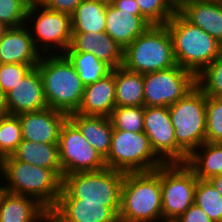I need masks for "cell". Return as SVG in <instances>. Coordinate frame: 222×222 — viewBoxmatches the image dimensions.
Instances as JSON below:
<instances>
[{"label": "cell", "mask_w": 222, "mask_h": 222, "mask_svg": "<svg viewBox=\"0 0 222 222\" xmlns=\"http://www.w3.org/2000/svg\"><path fill=\"white\" fill-rule=\"evenodd\" d=\"M186 164L201 180L221 175L222 143L204 142L188 156Z\"/></svg>", "instance_id": "obj_24"}, {"label": "cell", "mask_w": 222, "mask_h": 222, "mask_svg": "<svg viewBox=\"0 0 222 222\" xmlns=\"http://www.w3.org/2000/svg\"><path fill=\"white\" fill-rule=\"evenodd\" d=\"M162 222H174L192 204L198 178L186 163L160 166Z\"/></svg>", "instance_id": "obj_10"}, {"label": "cell", "mask_w": 222, "mask_h": 222, "mask_svg": "<svg viewBox=\"0 0 222 222\" xmlns=\"http://www.w3.org/2000/svg\"><path fill=\"white\" fill-rule=\"evenodd\" d=\"M7 114H8V110L6 106L5 94L0 89V117L5 116Z\"/></svg>", "instance_id": "obj_41"}, {"label": "cell", "mask_w": 222, "mask_h": 222, "mask_svg": "<svg viewBox=\"0 0 222 222\" xmlns=\"http://www.w3.org/2000/svg\"><path fill=\"white\" fill-rule=\"evenodd\" d=\"M174 222H212V220L203 212L200 207L192 204Z\"/></svg>", "instance_id": "obj_38"}, {"label": "cell", "mask_w": 222, "mask_h": 222, "mask_svg": "<svg viewBox=\"0 0 222 222\" xmlns=\"http://www.w3.org/2000/svg\"><path fill=\"white\" fill-rule=\"evenodd\" d=\"M4 30H5V27L0 23V37Z\"/></svg>", "instance_id": "obj_44"}, {"label": "cell", "mask_w": 222, "mask_h": 222, "mask_svg": "<svg viewBox=\"0 0 222 222\" xmlns=\"http://www.w3.org/2000/svg\"><path fill=\"white\" fill-rule=\"evenodd\" d=\"M119 222H162L160 167L125 173Z\"/></svg>", "instance_id": "obj_2"}, {"label": "cell", "mask_w": 222, "mask_h": 222, "mask_svg": "<svg viewBox=\"0 0 222 222\" xmlns=\"http://www.w3.org/2000/svg\"><path fill=\"white\" fill-rule=\"evenodd\" d=\"M42 222H56L55 219L49 214Z\"/></svg>", "instance_id": "obj_42"}, {"label": "cell", "mask_w": 222, "mask_h": 222, "mask_svg": "<svg viewBox=\"0 0 222 222\" xmlns=\"http://www.w3.org/2000/svg\"><path fill=\"white\" fill-rule=\"evenodd\" d=\"M104 160L107 168L124 173L153 171L164 164L144 131L134 133L118 129H113L110 150Z\"/></svg>", "instance_id": "obj_8"}, {"label": "cell", "mask_w": 222, "mask_h": 222, "mask_svg": "<svg viewBox=\"0 0 222 222\" xmlns=\"http://www.w3.org/2000/svg\"><path fill=\"white\" fill-rule=\"evenodd\" d=\"M177 11L222 44V0H189L182 2Z\"/></svg>", "instance_id": "obj_19"}, {"label": "cell", "mask_w": 222, "mask_h": 222, "mask_svg": "<svg viewBox=\"0 0 222 222\" xmlns=\"http://www.w3.org/2000/svg\"><path fill=\"white\" fill-rule=\"evenodd\" d=\"M37 64H5L0 65V89L6 94Z\"/></svg>", "instance_id": "obj_36"}, {"label": "cell", "mask_w": 222, "mask_h": 222, "mask_svg": "<svg viewBox=\"0 0 222 222\" xmlns=\"http://www.w3.org/2000/svg\"><path fill=\"white\" fill-rule=\"evenodd\" d=\"M26 24L5 28L0 37V62L5 64H38L41 58Z\"/></svg>", "instance_id": "obj_17"}, {"label": "cell", "mask_w": 222, "mask_h": 222, "mask_svg": "<svg viewBox=\"0 0 222 222\" xmlns=\"http://www.w3.org/2000/svg\"><path fill=\"white\" fill-rule=\"evenodd\" d=\"M108 3L82 0L71 14L72 32H105Z\"/></svg>", "instance_id": "obj_27"}, {"label": "cell", "mask_w": 222, "mask_h": 222, "mask_svg": "<svg viewBox=\"0 0 222 222\" xmlns=\"http://www.w3.org/2000/svg\"><path fill=\"white\" fill-rule=\"evenodd\" d=\"M25 22L36 49L41 51L42 55L64 54L69 48L72 39L71 15L53 11L37 0H32Z\"/></svg>", "instance_id": "obj_7"}, {"label": "cell", "mask_w": 222, "mask_h": 222, "mask_svg": "<svg viewBox=\"0 0 222 222\" xmlns=\"http://www.w3.org/2000/svg\"><path fill=\"white\" fill-rule=\"evenodd\" d=\"M177 65L173 41L166 25H151L123 52V67L146 74Z\"/></svg>", "instance_id": "obj_5"}, {"label": "cell", "mask_w": 222, "mask_h": 222, "mask_svg": "<svg viewBox=\"0 0 222 222\" xmlns=\"http://www.w3.org/2000/svg\"><path fill=\"white\" fill-rule=\"evenodd\" d=\"M12 156L19 161L49 170H62L59 145L22 140Z\"/></svg>", "instance_id": "obj_25"}, {"label": "cell", "mask_w": 222, "mask_h": 222, "mask_svg": "<svg viewBox=\"0 0 222 222\" xmlns=\"http://www.w3.org/2000/svg\"><path fill=\"white\" fill-rule=\"evenodd\" d=\"M68 118L79 128L89 144L104 159L107 157L113 134V126L109 117L70 113Z\"/></svg>", "instance_id": "obj_23"}, {"label": "cell", "mask_w": 222, "mask_h": 222, "mask_svg": "<svg viewBox=\"0 0 222 222\" xmlns=\"http://www.w3.org/2000/svg\"><path fill=\"white\" fill-rule=\"evenodd\" d=\"M58 145L63 176L106 168L104 158L89 144L69 118L62 125Z\"/></svg>", "instance_id": "obj_12"}, {"label": "cell", "mask_w": 222, "mask_h": 222, "mask_svg": "<svg viewBox=\"0 0 222 222\" xmlns=\"http://www.w3.org/2000/svg\"><path fill=\"white\" fill-rule=\"evenodd\" d=\"M144 107H169L185 97L196 86V75L176 65L143 74Z\"/></svg>", "instance_id": "obj_11"}, {"label": "cell", "mask_w": 222, "mask_h": 222, "mask_svg": "<svg viewBox=\"0 0 222 222\" xmlns=\"http://www.w3.org/2000/svg\"><path fill=\"white\" fill-rule=\"evenodd\" d=\"M37 68L47 106L66 114L76 112L82 101L84 85L68 57L65 54L41 55Z\"/></svg>", "instance_id": "obj_3"}, {"label": "cell", "mask_w": 222, "mask_h": 222, "mask_svg": "<svg viewBox=\"0 0 222 222\" xmlns=\"http://www.w3.org/2000/svg\"><path fill=\"white\" fill-rule=\"evenodd\" d=\"M110 4L113 0H98Z\"/></svg>", "instance_id": "obj_45"}, {"label": "cell", "mask_w": 222, "mask_h": 222, "mask_svg": "<svg viewBox=\"0 0 222 222\" xmlns=\"http://www.w3.org/2000/svg\"><path fill=\"white\" fill-rule=\"evenodd\" d=\"M49 214L36 199L0 187V222H42Z\"/></svg>", "instance_id": "obj_21"}, {"label": "cell", "mask_w": 222, "mask_h": 222, "mask_svg": "<svg viewBox=\"0 0 222 222\" xmlns=\"http://www.w3.org/2000/svg\"><path fill=\"white\" fill-rule=\"evenodd\" d=\"M18 116L21 124L22 140L46 144L59 143L62 125L68 118V114L50 107Z\"/></svg>", "instance_id": "obj_14"}, {"label": "cell", "mask_w": 222, "mask_h": 222, "mask_svg": "<svg viewBox=\"0 0 222 222\" xmlns=\"http://www.w3.org/2000/svg\"><path fill=\"white\" fill-rule=\"evenodd\" d=\"M50 215L56 222H119L118 216L104 203L79 202L63 187Z\"/></svg>", "instance_id": "obj_16"}, {"label": "cell", "mask_w": 222, "mask_h": 222, "mask_svg": "<svg viewBox=\"0 0 222 222\" xmlns=\"http://www.w3.org/2000/svg\"><path fill=\"white\" fill-rule=\"evenodd\" d=\"M176 144L189 156L205 142L206 95L196 86L169 106Z\"/></svg>", "instance_id": "obj_9"}, {"label": "cell", "mask_w": 222, "mask_h": 222, "mask_svg": "<svg viewBox=\"0 0 222 222\" xmlns=\"http://www.w3.org/2000/svg\"><path fill=\"white\" fill-rule=\"evenodd\" d=\"M32 0H0V23L5 28L26 24L28 6Z\"/></svg>", "instance_id": "obj_35"}, {"label": "cell", "mask_w": 222, "mask_h": 222, "mask_svg": "<svg viewBox=\"0 0 222 222\" xmlns=\"http://www.w3.org/2000/svg\"><path fill=\"white\" fill-rule=\"evenodd\" d=\"M141 15L151 25H165L177 12L174 0H136Z\"/></svg>", "instance_id": "obj_32"}, {"label": "cell", "mask_w": 222, "mask_h": 222, "mask_svg": "<svg viewBox=\"0 0 222 222\" xmlns=\"http://www.w3.org/2000/svg\"><path fill=\"white\" fill-rule=\"evenodd\" d=\"M109 118L113 129L134 133L144 131V106H116Z\"/></svg>", "instance_id": "obj_30"}, {"label": "cell", "mask_w": 222, "mask_h": 222, "mask_svg": "<svg viewBox=\"0 0 222 222\" xmlns=\"http://www.w3.org/2000/svg\"><path fill=\"white\" fill-rule=\"evenodd\" d=\"M194 204L200 207L212 222H222V197L208 180H197Z\"/></svg>", "instance_id": "obj_29"}, {"label": "cell", "mask_w": 222, "mask_h": 222, "mask_svg": "<svg viewBox=\"0 0 222 222\" xmlns=\"http://www.w3.org/2000/svg\"><path fill=\"white\" fill-rule=\"evenodd\" d=\"M110 4L118 10L134 11V15L143 17L140 13V9L136 0H113Z\"/></svg>", "instance_id": "obj_39"}, {"label": "cell", "mask_w": 222, "mask_h": 222, "mask_svg": "<svg viewBox=\"0 0 222 222\" xmlns=\"http://www.w3.org/2000/svg\"><path fill=\"white\" fill-rule=\"evenodd\" d=\"M64 54L73 63L84 86L97 82L112 71L109 65L92 53L66 51Z\"/></svg>", "instance_id": "obj_28"}, {"label": "cell", "mask_w": 222, "mask_h": 222, "mask_svg": "<svg viewBox=\"0 0 222 222\" xmlns=\"http://www.w3.org/2000/svg\"><path fill=\"white\" fill-rule=\"evenodd\" d=\"M8 114L20 115L47 108V101L39 69L33 67L6 94Z\"/></svg>", "instance_id": "obj_15"}, {"label": "cell", "mask_w": 222, "mask_h": 222, "mask_svg": "<svg viewBox=\"0 0 222 222\" xmlns=\"http://www.w3.org/2000/svg\"><path fill=\"white\" fill-rule=\"evenodd\" d=\"M66 51L94 54L112 69L123 66L124 49L106 32H72V39Z\"/></svg>", "instance_id": "obj_18"}, {"label": "cell", "mask_w": 222, "mask_h": 222, "mask_svg": "<svg viewBox=\"0 0 222 222\" xmlns=\"http://www.w3.org/2000/svg\"><path fill=\"white\" fill-rule=\"evenodd\" d=\"M208 181L213 185V187L217 190V192L222 197V174L215 175L208 179Z\"/></svg>", "instance_id": "obj_40"}, {"label": "cell", "mask_w": 222, "mask_h": 222, "mask_svg": "<svg viewBox=\"0 0 222 222\" xmlns=\"http://www.w3.org/2000/svg\"><path fill=\"white\" fill-rule=\"evenodd\" d=\"M44 7L71 15L82 0H37Z\"/></svg>", "instance_id": "obj_37"}, {"label": "cell", "mask_w": 222, "mask_h": 222, "mask_svg": "<svg viewBox=\"0 0 222 222\" xmlns=\"http://www.w3.org/2000/svg\"><path fill=\"white\" fill-rule=\"evenodd\" d=\"M177 7L182 3V2H186V1H189V0H174Z\"/></svg>", "instance_id": "obj_43"}, {"label": "cell", "mask_w": 222, "mask_h": 222, "mask_svg": "<svg viewBox=\"0 0 222 222\" xmlns=\"http://www.w3.org/2000/svg\"><path fill=\"white\" fill-rule=\"evenodd\" d=\"M144 133L164 163H186L188 155L176 144L169 107H144Z\"/></svg>", "instance_id": "obj_13"}, {"label": "cell", "mask_w": 222, "mask_h": 222, "mask_svg": "<svg viewBox=\"0 0 222 222\" xmlns=\"http://www.w3.org/2000/svg\"><path fill=\"white\" fill-rule=\"evenodd\" d=\"M116 106H144L143 74L115 68Z\"/></svg>", "instance_id": "obj_26"}, {"label": "cell", "mask_w": 222, "mask_h": 222, "mask_svg": "<svg viewBox=\"0 0 222 222\" xmlns=\"http://www.w3.org/2000/svg\"><path fill=\"white\" fill-rule=\"evenodd\" d=\"M205 142L222 143V97L206 96Z\"/></svg>", "instance_id": "obj_34"}, {"label": "cell", "mask_w": 222, "mask_h": 222, "mask_svg": "<svg viewBox=\"0 0 222 222\" xmlns=\"http://www.w3.org/2000/svg\"><path fill=\"white\" fill-rule=\"evenodd\" d=\"M115 107V69H112L97 82L84 86L82 101L76 113L109 117Z\"/></svg>", "instance_id": "obj_20"}, {"label": "cell", "mask_w": 222, "mask_h": 222, "mask_svg": "<svg viewBox=\"0 0 222 222\" xmlns=\"http://www.w3.org/2000/svg\"><path fill=\"white\" fill-rule=\"evenodd\" d=\"M105 20V32L123 49L151 26L144 17L134 15V11H121L111 4L107 5Z\"/></svg>", "instance_id": "obj_22"}, {"label": "cell", "mask_w": 222, "mask_h": 222, "mask_svg": "<svg viewBox=\"0 0 222 222\" xmlns=\"http://www.w3.org/2000/svg\"><path fill=\"white\" fill-rule=\"evenodd\" d=\"M196 83L207 97H222V54L196 76Z\"/></svg>", "instance_id": "obj_33"}, {"label": "cell", "mask_w": 222, "mask_h": 222, "mask_svg": "<svg viewBox=\"0 0 222 222\" xmlns=\"http://www.w3.org/2000/svg\"><path fill=\"white\" fill-rule=\"evenodd\" d=\"M0 176L1 188L14 194L32 197L49 212L59 200L63 184L62 170L30 165L11 155L1 160Z\"/></svg>", "instance_id": "obj_1"}, {"label": "cell", "mask_w": 222, "mask_h": 222, "mask_svg": "<svg viewBox=\"0 0 222 222\" xmlns=\"http://www.w3.org/2000/svg\"><path fill=\"white\" fill-rule=\"evenodd\" d=\"M177 65L196 76L222 54V44L178 11L166 22Z\"/></svg>", "instance_id": "obj_4"}, {"label": "cell", "mask_w": 222, "mask_h": 222, "mask_svg": "<svg viewBox=\"0 0 222 222\" xmlns=\"http://www.w3.org/2000/svg\"><path fill=\"white\" fill-rule=\"evenodd\" d=\"M125 173L104 168L63 176L62 187L79 202L104 203L117 216L121 207V188Z\"/></svg>", "instance_id": "obj_6"}, {"label": "cell", "mask_w": 222, "mask_h": 222, "mask_svg": "<svg viewBox=\"0 0 222 222\" xmlns=\"http://www.w3.org/2000/svg\"><path fill=\"white\" fill-rule=\"evenodd\" d=\"M22 142L21 124L18 115L0 117V160L11 156Z\"/></svg>", "instance_id": "obj_31"}]
</instances>
